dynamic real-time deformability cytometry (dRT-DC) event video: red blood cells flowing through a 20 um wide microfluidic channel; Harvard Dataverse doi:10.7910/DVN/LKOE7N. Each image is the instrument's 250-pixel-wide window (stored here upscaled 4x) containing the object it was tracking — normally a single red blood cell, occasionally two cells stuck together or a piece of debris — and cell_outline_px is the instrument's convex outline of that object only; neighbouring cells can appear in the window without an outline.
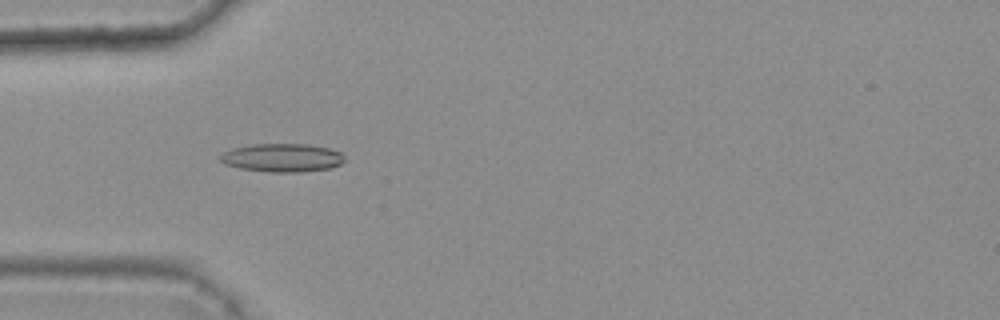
{"species": "common noctule bat (a hibernating species)", "species_latin": "Nyctalus noctula", "temperature_condition": "warm", "stored_images_in_passage": 10, "camera_frame_rate_fps": 3000, "um_per_image_px": 0.085, "animal": {"sex": "female", "body_mass_g": 25.1}, "frame": {"image": 1, "passage_image": 5, "time_ms": 1.333, "image_size_px": [1000, 320], "cell_outline_px": [[344, 160], [340, 164], [332, 168], [300, 172], [268, 172], [240, 168], [224, 164], [220, 160], [220, 156], [224, 152], [232, 148], [252, 144], [308, 144], [328, 148], [340, 152], [344, 156]], "centroid_in_image_um": [23.99, 13.41], "position_along_channel_um": 61.0, "area_um2": 20.58}}
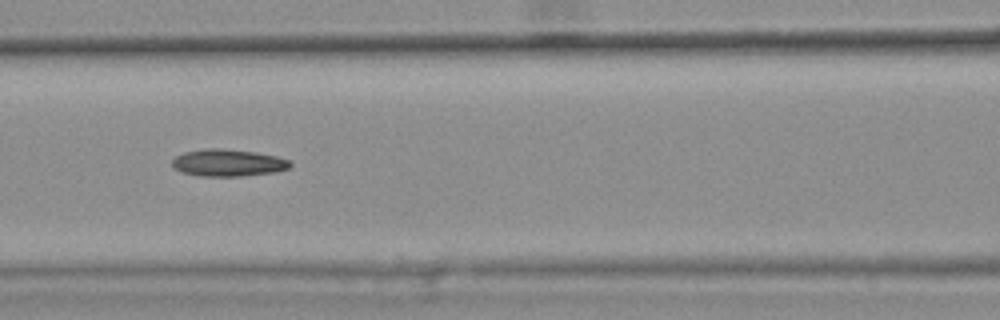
{"frame": {"image": 2, "passage_image": 7, "time_ms": 2.0, "image_size_px": [1000, 320], "cell_outline_px": [[292, 164], [288, 168], [276, 172], [240, 176], [200, 176], [180, 172], [172, 164], [172, 160], [176, 156], [184, 152], [204, 148], [224, 148], [256, 152], [276, 156], [288, 160]], "centroid_in_image_um": [19.37, 13.83], "position_along_channel_um": 147.2, "area_um2": 18.67}}
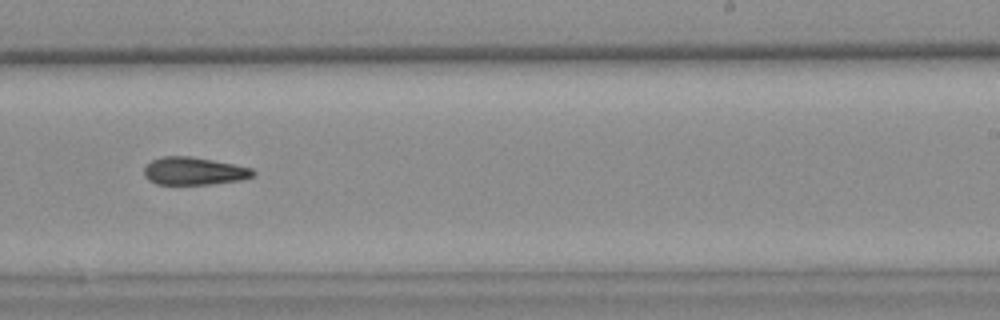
{"frame": {"image": 3, "passage_image": 10, "time_ms": 3.0, "image_size_px": [1000, 320], "cell_outline_px": [[256, 172], [252, 176], [240, 180], [212, 184], [156, 184], [148, 180], [144, 176], [144, 168], [152, 160], [160, 156], [188, 156], [212, 160], [252, 168]], "centroid_in_image_um": [16.45, 14.54], "position_along_channel_um": 272.5, "area_um2": 17.51}}